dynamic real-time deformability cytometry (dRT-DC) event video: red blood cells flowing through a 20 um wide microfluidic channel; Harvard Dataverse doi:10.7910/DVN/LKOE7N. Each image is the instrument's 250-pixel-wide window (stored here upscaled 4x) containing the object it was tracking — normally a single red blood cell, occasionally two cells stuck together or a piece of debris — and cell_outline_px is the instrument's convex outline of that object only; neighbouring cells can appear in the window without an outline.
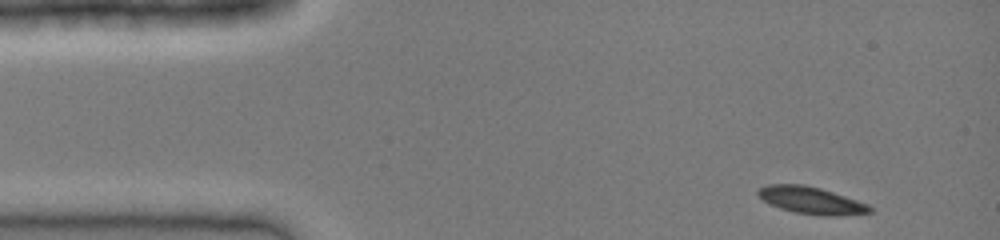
{"species": "common noctule bat (a hibernating species)", "species_latin": "Nyctalus noctula", "temperature_condition": "cold", "stored_images_in_passage": 35, "camera_frame_rate_fps": 3000, "um_per_image_px": 0.085, "animal": {"sex": "female", "body_mass_g": 19.0, "forearm_length_mm": 51.5}, "frame": {"image": 1, "passage_image": 1, "time_ms": 0.0, "image_size_px": [1000, 240], "cell_outline_px": [[872, 212], [836, 216], [820, 216], [796, 212], [780, 208], [764, 200], [756, 192], [760, 188], [768, 184], [804, 184], [820, 188], [868, 204], [872, 208]], "centroid_in_image_um": [68.96, 17.03], "position_along_channel_um": 16.0, "area_um2": 17.4}}
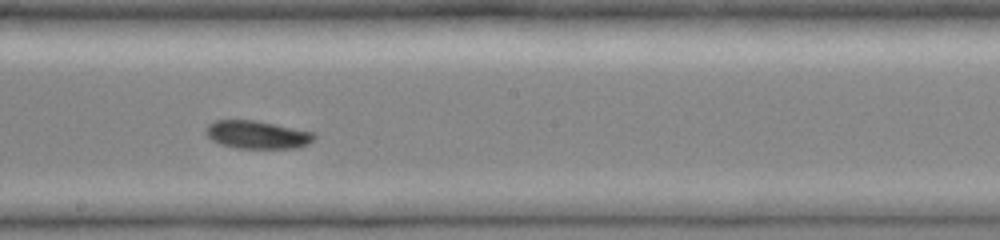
{"frame": {"image": 2, "passage_image": 20, "time_ms": 6.333, "image_size_px": [1000, 240], "cell_outline_px": [[316, 136], [308, 144], [296, 148], [236, 148], [220, 144], [212, 140], [204, 132], [204, 128], [208, 124], [216, 120], [252, 120], [316, 132]], "centroid_in_image_um": [21.84, 11.45], "position_along_channel_um": 226.4, "area_um2": 17.69}}
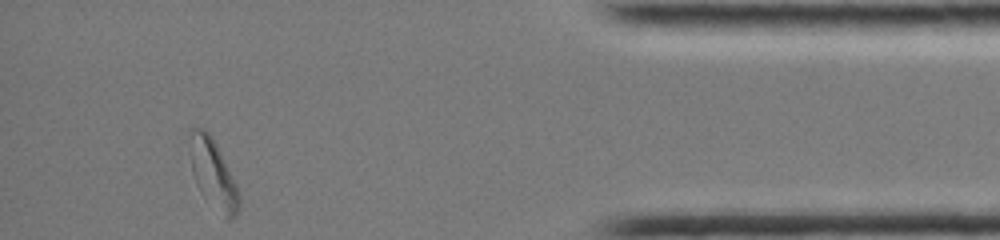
{"frame": {"image": 3, "passage_image": 35, "time_ms": 11.333, "image_size_px": [1000, 240], "cell_outline_px": [[240, 204], [236, 216], [228, 220], [200, 192], [196, 184], [192, 172], [192, 128], [200, 128], [208, 132], [216, 144], [236, 184], [240, 196]], "centroid_in_image_um": [18.16, 14.85], "position_along_channel_um": 417.0, "area_um2": 18.84}}